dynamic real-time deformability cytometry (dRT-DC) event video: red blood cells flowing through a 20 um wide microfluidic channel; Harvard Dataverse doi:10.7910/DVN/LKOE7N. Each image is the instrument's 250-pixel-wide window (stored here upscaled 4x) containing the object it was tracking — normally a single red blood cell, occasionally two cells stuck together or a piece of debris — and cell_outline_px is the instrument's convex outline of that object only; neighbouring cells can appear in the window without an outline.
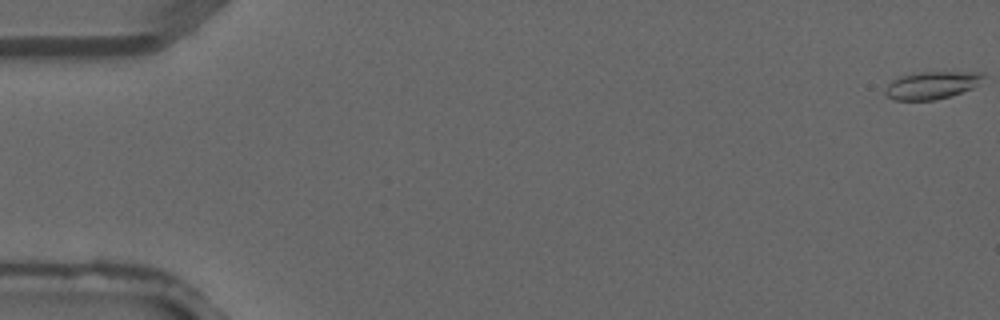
{"species": "common noctule bat (a hibernating species)", "species_latin": "Nyctalus noctula", "temperature_condition": "warm", "stored_images_in_passage": 4, "camera_frame_rate_fps": 3000, "um_per_image_px": 0.085, "animal": {"sex": "male", "forearm_length_mm": 52.5}, "frame": {"image": 1, "passage_image": 1, "time_ms": 0.0, "image_size_px": [1000, 320], "cell_outline_px": [[984, 76], [972, 88], [952, 96], [932, 100], [896, 100], [888, 96], [884, 92], [888, 84], [892, 80], [900, 76], [920, 72], [984, 72]], "centroid_in_image_um": [79.18, 7.24], "position_along_channel_um": 5.8, "area_um2": 15.55}}
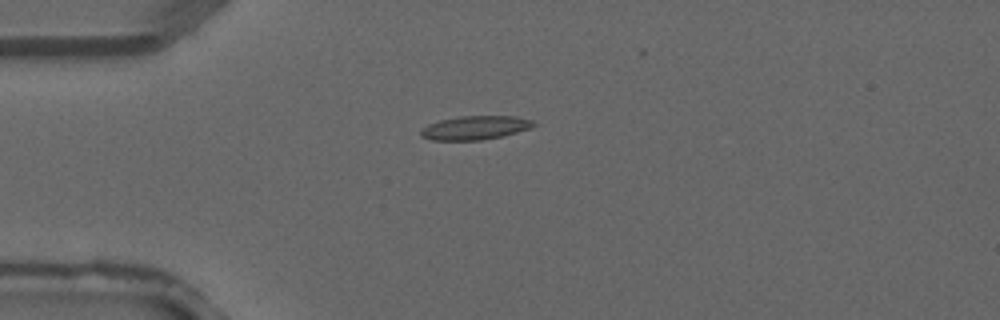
{"frame": {"image": 2, "passage_image": 4, "time_ms": 1.0, "image_size_px": [1000, 320], "cell_outline_px": [[536, 124], [528, 128], [516, 132], [500, 136], [480, 140], [432, 140], [420, 136], [420, 132], [428, 124], [440, 120], [460, 116], [516, 116], [532, 120]], "centroid_in_image_um": [40.35, 10.85], "position_along_channel_um": 44.6, "area_um2": 15.37}}